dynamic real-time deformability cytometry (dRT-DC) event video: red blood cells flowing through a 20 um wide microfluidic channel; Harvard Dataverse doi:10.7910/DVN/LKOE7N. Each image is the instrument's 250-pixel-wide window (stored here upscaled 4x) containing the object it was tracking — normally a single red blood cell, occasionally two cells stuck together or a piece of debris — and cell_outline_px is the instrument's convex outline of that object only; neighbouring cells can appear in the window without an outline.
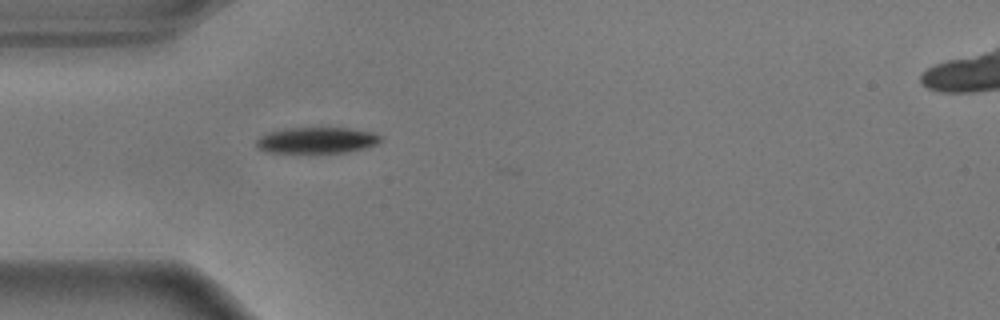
{"species": "common noctule bat (a hibernating species)", "species_latin": "Nyctalus noctula", "temperature_condition": "warm", "stored_images_in_passage": 33, "camera_frame_rate_fps": 3000, "um_per_image_px": 0.085, "animal": {"sex": "male", "body_mass_g": 17.9}, "frame": {"image": 1, "passage_image": 1, "time_ms": 0.0, "image_size_px": [1000, 320], "cell_outline_px": [[380, 140], [376, 144], [364, 148], [344, 152], [264, 152], [256, 144], [256, 140], [260, 136], [268, 132], [284, 128], [348, 128], [372, 132], [380, 136]], "centroid_in_image_um": [26.88, 11.91], "position_along_channel_um": 58.1, "area_um2": 18.61}}
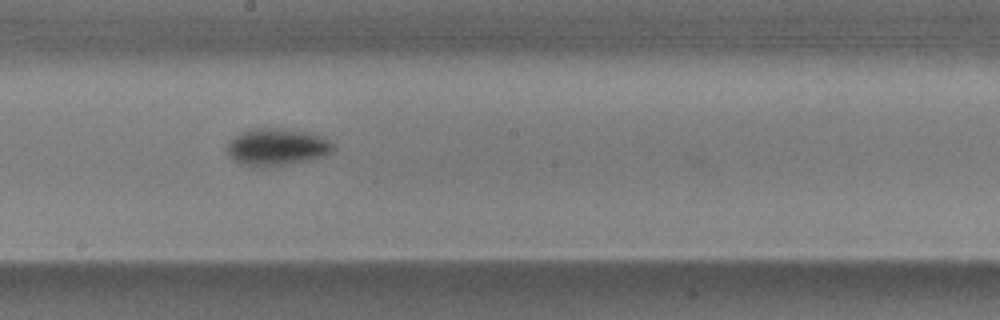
{"frame": {"image": 2, "passage_image": 15, "time_ms": 4.667, "image_size_px": [1000, 320], "cell_outline_px": [[332, 152], [324, 156], [308, 160], [288, 164], [240, 164], [232, 160], [224, 152], [224, 148], [240, 132], [252, 128], [284, 128], [308, 132], [320, 136], [328, 140], [332, 144]], "centroid_in_image_um": [23.49, 12.46], "position_along_channel_um": 224.7, "area_um2": 22.54}}
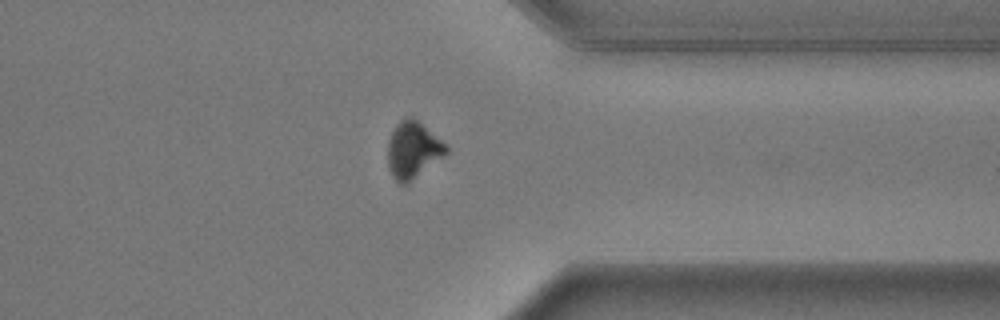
{"frame": {"image": 3, "passage_image": 28, "time_ms": 9.0, "image_size_px": [1000, 320], "cell_outline_px": [[448, 152], [444, 156], [404, 184], [400, 184], [392, 176], [388, 168], [388, 140], [396, 124], [400, 120], [408, 116], [412, 116], [448, 144]], "centroid_in_image_um": [35.1, 12.7], "position_along_channel_um": 376.3, "area_um2": 19.13}, "authors_computed_cell_mechanics": {"area_um2": 20.5768, "velocity_mm_per_s": 3.6318, "shape_relaxation_time_tau1_ms": 1.8409, "shape_relaxation_time_tau2_ms": 3.7618, "deformation_change_tau1": 0.1647, "deformation_change_tau2": 0.0574}}